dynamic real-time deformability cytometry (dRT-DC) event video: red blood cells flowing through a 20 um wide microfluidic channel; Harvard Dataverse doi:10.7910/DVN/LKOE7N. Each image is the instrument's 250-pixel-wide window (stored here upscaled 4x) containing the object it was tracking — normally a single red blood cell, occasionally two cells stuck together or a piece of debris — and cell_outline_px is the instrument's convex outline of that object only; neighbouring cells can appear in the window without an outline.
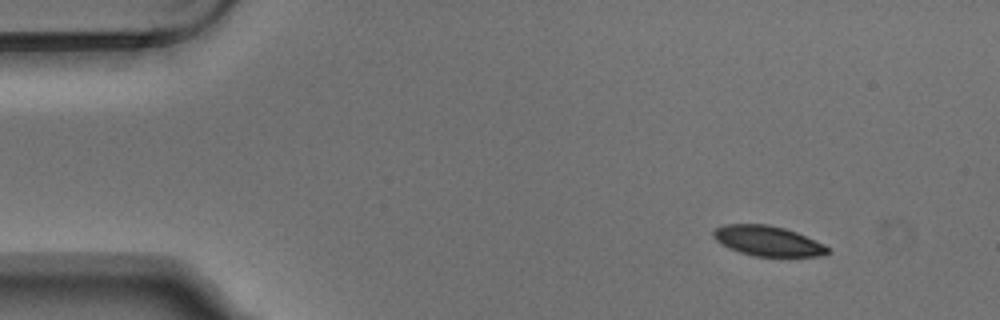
{"species": "Egyptian fruit bat (a non-hibernating species)", "species_latin": "Rousettus aegyptiacus", "temperature_condition": "warm", "stored_images_in_passage": 6, "camera_frame_rate_fps": 3000, "um_per_image_px": 0.085, "animal": {"sex": "male"}, "frame": {"image": 1, "passage_image": 1, "time_ms": 0.0, "image_size_px": [1000, 320], "cell_outline_px": [[832, 252], [824, 256], [756, 256], [740, 252], [728, 248], [720, 244], [712, 236], [712, 232], [716, 228], [724, 224], [768, 224], [784, 228], [796, 232], [824, 244]], "centroid_in_image_um": [65.25, 20.48], "position_along_channel_um": 19.7, "area_um2": 20.11}}
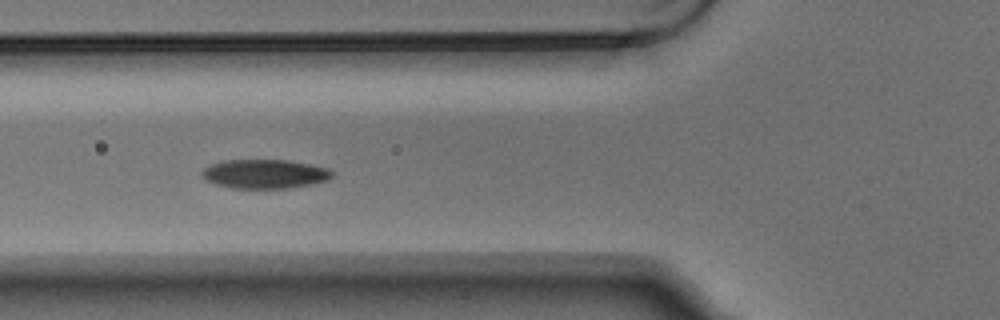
{"frame": {"image": 2, "passage_image": 5, "time_ms": 1.333, "image_size_px": [1000, 320], "cell_outline_px": [[332, 176], [328, 180], [312, 184], [288, 188], [232, 188], [216, 184], [204, 180], [200, 176], [200, 172], [208, 164], [220, 160], [288, 160], [328, 168], [332, 172]], "centroid_in_image_um": [22.43, 14.78], "position_along_channel_um": 103.4, "area_um2": 22.25}}
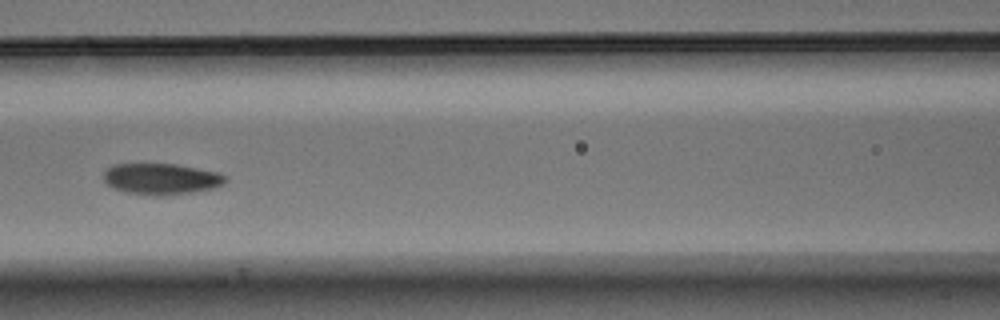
{"frame": {"image": 3, "passage_image": 6, "time_ms": 1.667, "image_size_px": [1000, 320], "cell_outline_px": [[228, 180], [224, 184], [212, 188], [192, 192], [160, 196], [156, 196], [124, 192], [108, 184], [104, 180], [104, 168], [112, 164], [176, 164], [220, 172], [228, 176]], "centroid_in_image_um": [13.73, 15.2], "position_along_channel_um": 152.9, "area_um2": 22.31}}